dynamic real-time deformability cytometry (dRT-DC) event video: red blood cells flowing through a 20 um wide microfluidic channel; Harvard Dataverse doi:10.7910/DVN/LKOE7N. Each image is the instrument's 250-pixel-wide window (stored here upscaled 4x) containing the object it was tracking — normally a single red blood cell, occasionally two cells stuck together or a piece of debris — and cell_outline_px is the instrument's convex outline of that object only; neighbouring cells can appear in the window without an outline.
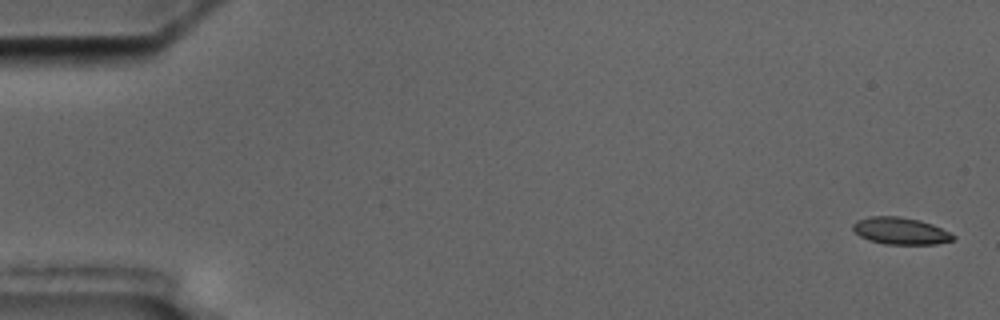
{"species": "common noctule bat (a hibernating species)", "species_latin": "Nyctalus noctula", "temperature_condition": "cold", "stored_images_in_passage": 15, "camera_frame_rate_fps": 3000, "um_per_image_px": 0.085, "animal": {"sex": "male", "body_mass_g": 17.5, "forearm_length_mm": 52.3}, "frame": {"image": 1, "passage_image": 1, "time_ms": 0.0, "image_size_px": [1000, 320], "cell_outline_px": [[956, 236], [952, 240], [936, 244], [884, 244], [868, 240], [860, 236], [852, 228], [852, 224], [856, 220], [868, 216], [900, 216], [920, 220], [932, 224]], "centroid_in_image_um": [76.5, 19.62], "position_along_channel_um": 8.5, "area_um2": 15.78}}
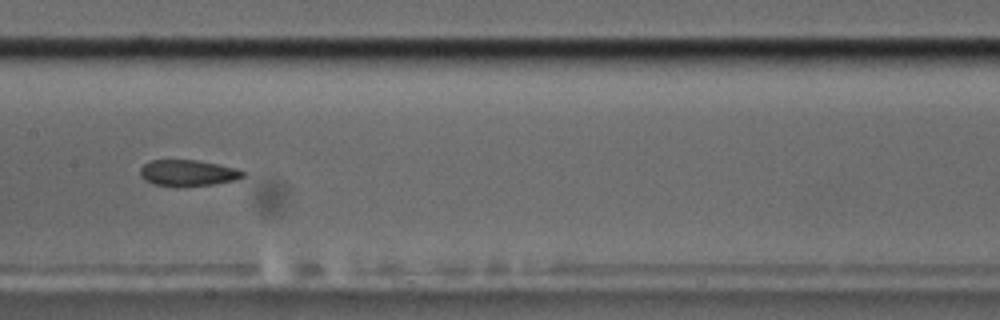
{"frame": {"image": 2, "passage_image": 8, "time_ms": 9.333, "image_size_px": [1000, 320], "cell_outline_px": [[244, 176], [236, 180], [212, 184], [176, 188], [152, 184], [144, 180], [140, 176], [140, 168], [144, 164], [152, 160], [196, 160], [236, 168], [244, 172]], "centroid_in_image_um": [15.92, 14.72], "position_along_channel_um": 191.5, "area_um2": 15.9}}
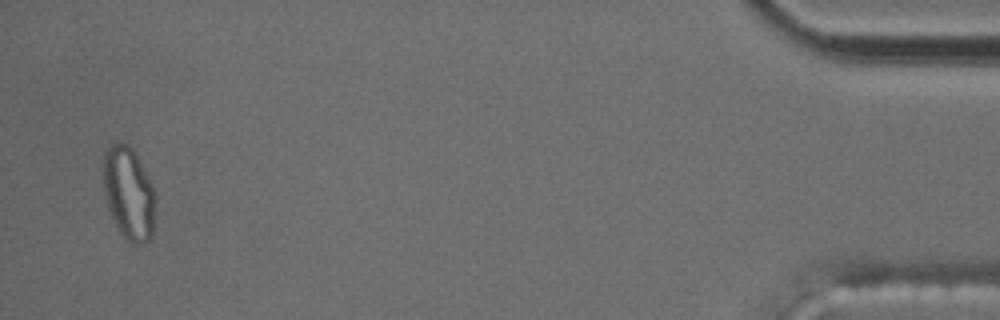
{"frame": {"image": 3, "passage_image": 15, "time_ms": 18.333, "image_size_px": [1000, 320], "cell_outline_px": [[156, 200], [152, 236], [148, 240], [136, 244], [124, 236], [120, 232], [108, 208], [104, 196], [104, 152], [116, 140], [120, 140], [128, 144], [132, 148], [148, 176], [156, 192]], "centroid_in_image_um": [10.96, 16.38], "position_along_channel_um": 424.2, "area_um2": 28.15}, "authors_computed_cell_mechanics": {"area_um2": 16.2418, "velocity_mm_per_s": 3.5019, "shape_relaxation_time_tau1_ms": null, "shape_relaxation_time_tau2_ms": 2.8063, "deformation_change_tau1": null, "deformation_change_tau2": 0.0575}}